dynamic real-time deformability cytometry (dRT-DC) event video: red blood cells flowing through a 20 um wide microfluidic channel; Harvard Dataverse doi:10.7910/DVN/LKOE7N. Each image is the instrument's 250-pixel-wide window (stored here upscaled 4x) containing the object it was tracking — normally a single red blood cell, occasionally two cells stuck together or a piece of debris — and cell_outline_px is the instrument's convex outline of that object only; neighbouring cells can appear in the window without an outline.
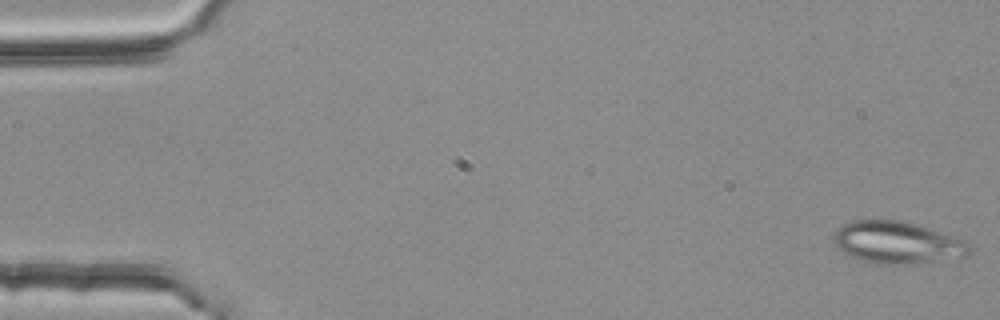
{"species": "common noctule bat (a hibernating species)", "species_latin": "Nyctalus noctula", "temperature_condition": "room temperature", "stored_images_in_passage": 4, "camera_frame_rate_fps": 3000, "um_per_image_px": 0.085, "animal": {"sex": "female", "body_mass_g": 25.1}, "frame": {"image": 1, "passage_image": 1, "time_ms": 0.0, "image_size_px": [1000, 320], "cell_outline_px": [[972, 252], [968, 256], [904, 264], [876, 264], [860, 260], [844, 252], [836, 244], [832, 236], [836, 228], [852, 220], [904, 220], [956, 236], [968, 240], [972, 248]], "centroid_in_image_um": [76.31, 20.6], "position_along_channel_um": 8.7, "area_um2": 33.52}}